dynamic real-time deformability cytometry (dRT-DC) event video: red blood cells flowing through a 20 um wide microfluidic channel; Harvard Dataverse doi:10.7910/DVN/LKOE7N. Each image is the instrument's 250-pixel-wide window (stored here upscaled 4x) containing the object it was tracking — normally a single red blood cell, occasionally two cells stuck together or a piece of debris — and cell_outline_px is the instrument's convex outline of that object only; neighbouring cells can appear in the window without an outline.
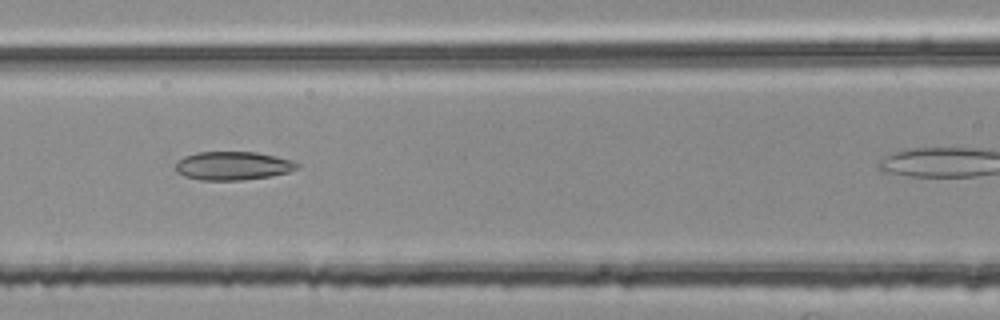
{"species": "common noctule bat (a hibernating species)", "species_latin": "Nyctalus noctula", "temperature_condition": "room temperature", "stored_images_in_passage": 30, "camera_frame_rate_fps": 3000, "um_per_image_px": 0.085, "animal": {"sex": "female", "body_mass_g": 25.1}, "frame": {"image": 1, "passage_image": 10, "time_ms": 3.0, "image_size_px": [1000, 320], "cell_outline_px": [[300, 164], [296, 168], [288, 172], [268, 176], [240, 180], [200, 180], [184, 176], [176, 172], [176, 164], [184, 156], [196, 152], [256, 152], [276, 156], [292, 160]], "centroid_in_image_um": [19.77, 14.08], "position_along_channel_um": 146.8, "area_um2": 20.06}}
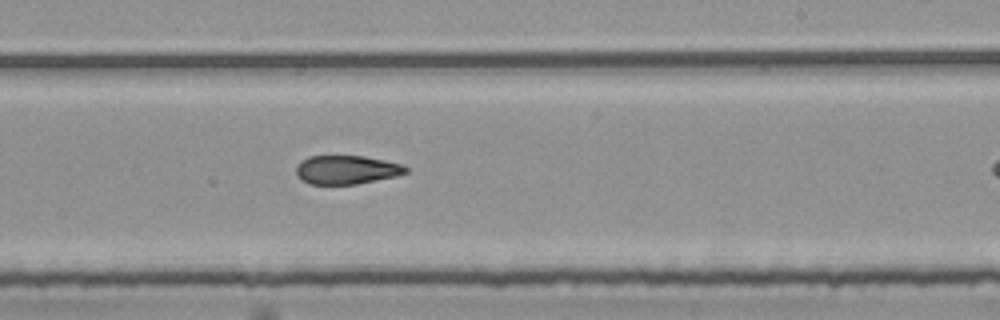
{"frame": {"image": 2, "passage_image": 19, "time_ms": 6.0, "image_size_px": [1000, 320], "cell_outline_px": [[408, 172], [396, 176], [356, 184], [308, 184], [296, 176], [296, 164], [300, 160], [308, 156], [364, 156], [404, 164], [408, 168]], "centroid_in_image_um": [29.43, 14.42], "position_along_channel_um": 259.6, "area_um2": 18.55}}
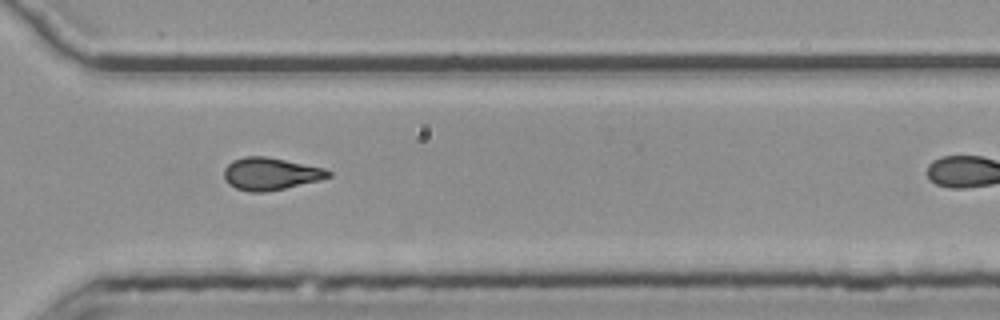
{"frame": {"image": 3, "passage_image": 26, "time_ms": 8.333, "image_size_px": [1000, 320], "cell_outline_px": [[332, 176], [320, 180], [284, 188], [264, 192], [248, 192], [236, 188], [228, 184], [224, 180], [224, 168], [232, 160], [244, 156], [264, 156], [324, 168], [332, 172]], "centroid_in_image_um": [22.96, 14.77], "position_along_channel_um": 347.6, "area_um2": 19.65}}